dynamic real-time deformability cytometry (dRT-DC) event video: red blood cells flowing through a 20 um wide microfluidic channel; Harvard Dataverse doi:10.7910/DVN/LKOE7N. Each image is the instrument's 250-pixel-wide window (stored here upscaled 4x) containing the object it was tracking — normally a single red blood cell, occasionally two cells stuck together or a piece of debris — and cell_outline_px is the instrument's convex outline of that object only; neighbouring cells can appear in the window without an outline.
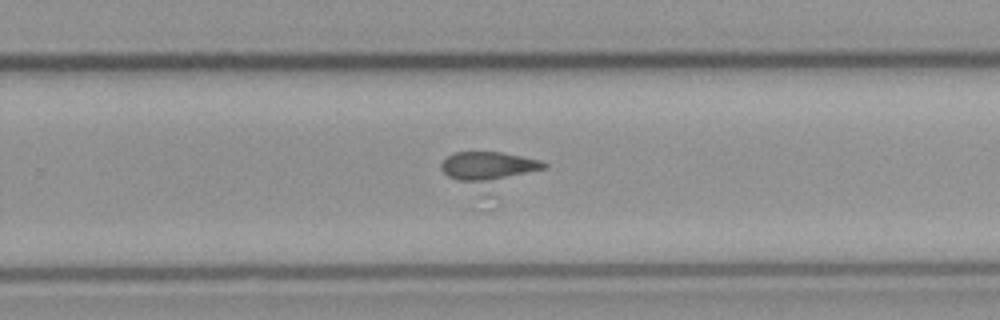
{"species": "common noctule bat (a hibernating species)", "species_latin": "Nyctalus noctula", "temperature_condition": "cold", "stored_images_in_passage": 59, "camera_frame_rate_fps": 3000, "um_per_image_px": 0.085, "animal": {"sex": "male", "body_mass_g": 23.1, "forearm_length_mm": 52.7}, "frame": {"image": 1, "passage_image": 34, "time_ms": 11.0, "image_size_px": [1000, 320], "cell_outline_px": [[548, 164], [544, 168], [496, 208], [484, 212], [480, 212], [440, 168], [440, 164], [452, 152], [504, 152], [540, 160]], "centroid_in_image_um": [41.63, 14.93], "position_along_channel_um": 288.2, "area_um2": 28.5}}